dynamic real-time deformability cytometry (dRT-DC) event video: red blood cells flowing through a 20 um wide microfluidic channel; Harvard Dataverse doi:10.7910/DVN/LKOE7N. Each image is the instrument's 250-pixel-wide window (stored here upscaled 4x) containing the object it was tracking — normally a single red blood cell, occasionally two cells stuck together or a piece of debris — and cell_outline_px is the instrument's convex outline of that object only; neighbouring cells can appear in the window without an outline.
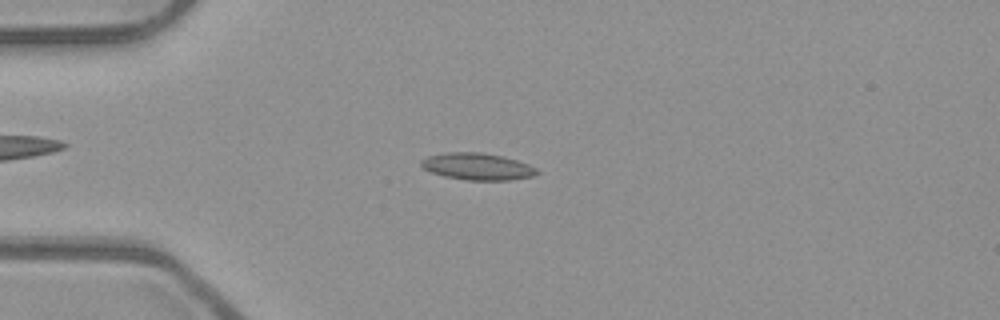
{"species": "common noctule bat (a hibernating species)", "species_latin": "Nyctalus noctula", "temperature_condition": "room temperature", "stored_images_in_passage": 47, "camera_frame_rate_fps": 3000, "um_per_image_px": 0.085, "animal": {"sex": "male", "body_mass_g": 23.1, "forearm_length_mm": 52.7}, "frame": {"image": 1, "passage_image": 8, "time_ms": 2.333, "image_size_px": [1000, 320], "cell_outline_px": [[540, 172], [532, 176], [508, 180], [468, 180], [444, 176], [432, 172], [424, 168], [420, 164], [420, 160], [428, 156], [444, 152], [480, 152], [504, 156], [528, 164], [536, 168]], "centroid_in_image_um": [40.57, 14.14], "position_along_channel_um": 44.4, "area_um2": 18.09}}
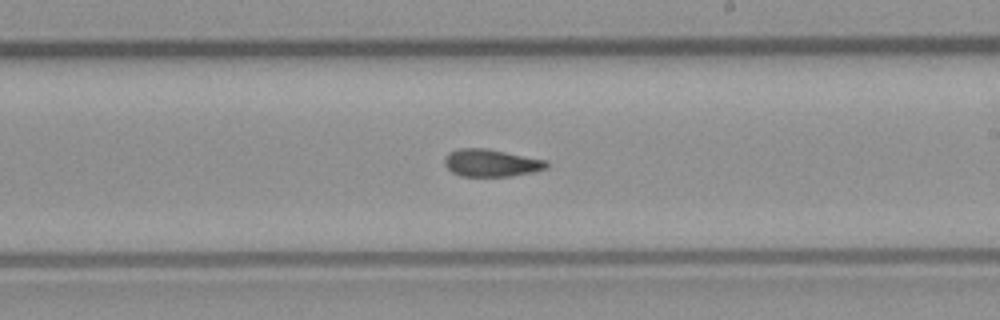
{"frame": {"image": 2, "passage_image": 25, "time_ms": 8.0, "image_size_px": [1000, 320], "cell_outline_px": [[552, 164], [548, 168], [536, 172], [512, 176], [460, 176], [452, 172], [444, 164], [444, 156], [448, 152], [460, 148], [488, 148], [548, 160]], "centroid_in_image_um": [41.81, 13.84], "position_along_channel_um": 247.2, "area_um2": 16.76}}
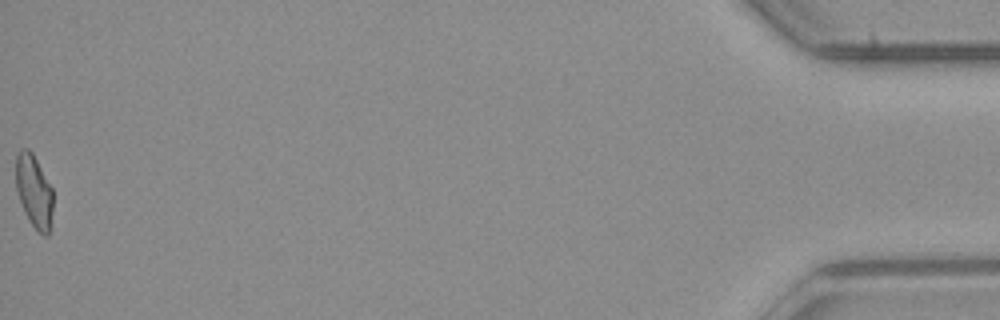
{"frame": {"image": 3, "passage_image": 47, "time_ms": 15.333, "image_size_px": [1000, 320], "cell_outline_px": [[52, 212], [48, 236], [44, 236], [32, 224], [24, 212], [16, 188], [16, 156], [20, 148], [28, 148], [32, 152], [52, 188]], "centroid_in_image_um": [2.88, 16.22], "position_along_channel_um": 432.3, "area_um2": 15.55}, "authors_computed_cell_mechanics": {"area_um2": 16.473, "velocity_mm_per_s": 3.9515, "shape_relaxation_time_tau1_ms": null, "shape_relaxation_time_tau2_ms": 3.9356, "deformation_change_tau1": null, "deformation_change_tau2": 0.1027}}